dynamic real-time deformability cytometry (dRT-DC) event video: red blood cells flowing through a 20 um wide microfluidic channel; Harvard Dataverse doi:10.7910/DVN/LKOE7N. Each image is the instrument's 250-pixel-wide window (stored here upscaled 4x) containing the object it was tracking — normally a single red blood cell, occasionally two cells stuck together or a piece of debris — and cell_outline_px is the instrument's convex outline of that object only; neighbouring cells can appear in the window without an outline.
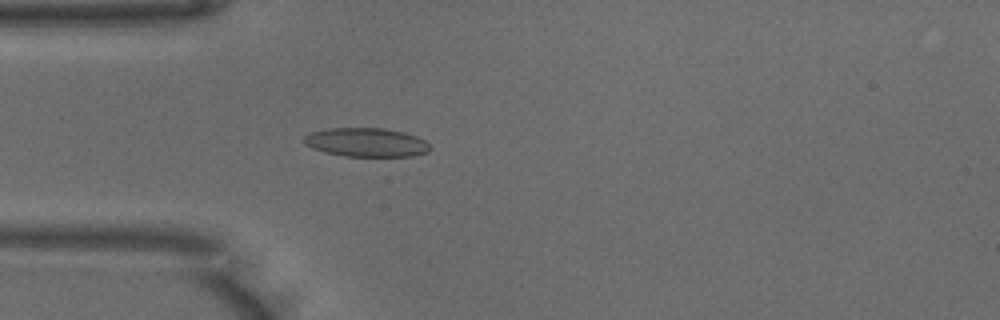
{"species": "common noctule bat (a hibernating species)", "species_latin": "Nyctalus noctula", "temperature_condition": "warm", "stored_images_in_passage": 49, "camera_frame_rate_fps": 3000, "um_per_image_px": 0.085, "animal": {"sex": "male", "body_mass_g": 18.8}, "frame": {"image": 1, "passage_image": 13, "time_ms": 4.0, "image_size_px": [1000, 320], "cell_outline_px": [[432, 148], [428, 152], [412, 156], [344, 156], [324, 152], [312, 148], [304, 144], [304, 136], [312, 132], [332, 128], [384, 128], [404, 132], [416, 136], [424, 140]], "centroid_in_image_um": [31.15, 12.1], "position_along_channel_um": 53.9, "area_um2": 21.15}}
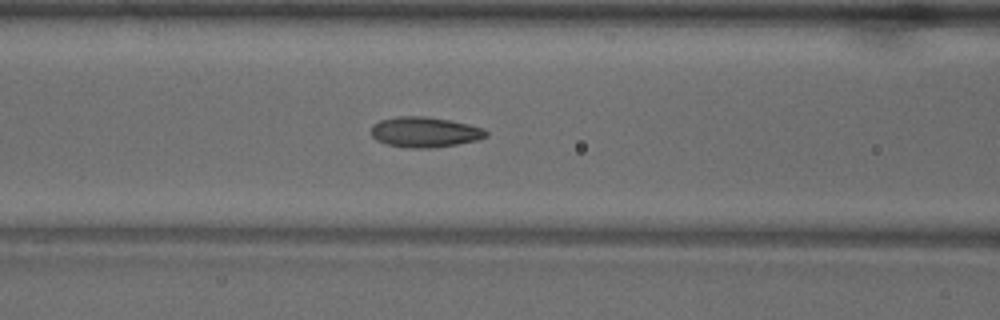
{"frame": {"image": 2, "passage_image": 19, "time_ms": 6.0, "image_size_px": [1000, 320], "cell_outline_px": [[488, 136], [480, 140], [456, 144], [428, 148], [412, 148], [388, 144], [376, 140], [372, 136], [372, 124], [380, 120], [400, 116], [428, 116], [468, 124], [484, 128], [488, 132]], "centroid_in_image_um": [36.13, 11.22], "position_along_channel_um": 130.5, "area_um2": 20.29}}
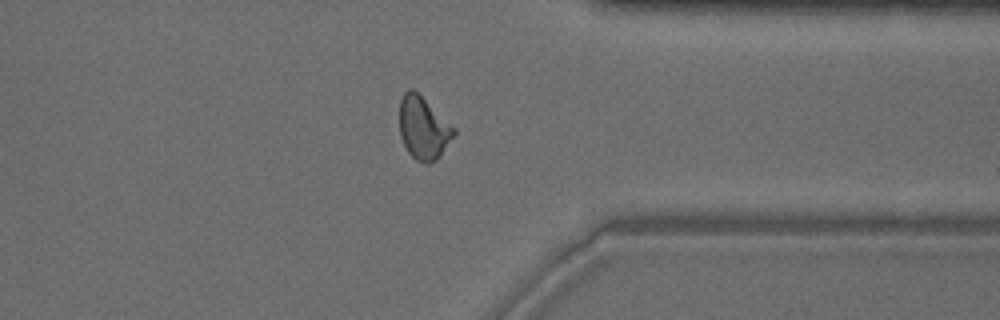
{"frame": {"image": 3, "passage_image": 38, "time_ms": 12.333, "image_size_px": [1000, 320], "cell_outline_px": [[456, 132], [440, 156], [436, 160], [428, 164], [424, 164], [416, 160], [408, 152], [400, 136], [400, 100], [404, 92], [408, 88], [412, 88], [456, 128]], "centroid_in_image_um": [35.98, 10.89], "position_along_channel_um": 375.4, "area_um2": 19.77}, "authors_computed_cell_mechanics": {"area_um2": 19.7676, "velocity_mm_per_s": 3.987, "shape_relaxation_time_tau1_ms": 8.4716, "shape_relaxation_time_tau2_ms": 1.3841, "deformation_change_tau1": 0.2214, "deformation_change_tau2": 0.0651}}